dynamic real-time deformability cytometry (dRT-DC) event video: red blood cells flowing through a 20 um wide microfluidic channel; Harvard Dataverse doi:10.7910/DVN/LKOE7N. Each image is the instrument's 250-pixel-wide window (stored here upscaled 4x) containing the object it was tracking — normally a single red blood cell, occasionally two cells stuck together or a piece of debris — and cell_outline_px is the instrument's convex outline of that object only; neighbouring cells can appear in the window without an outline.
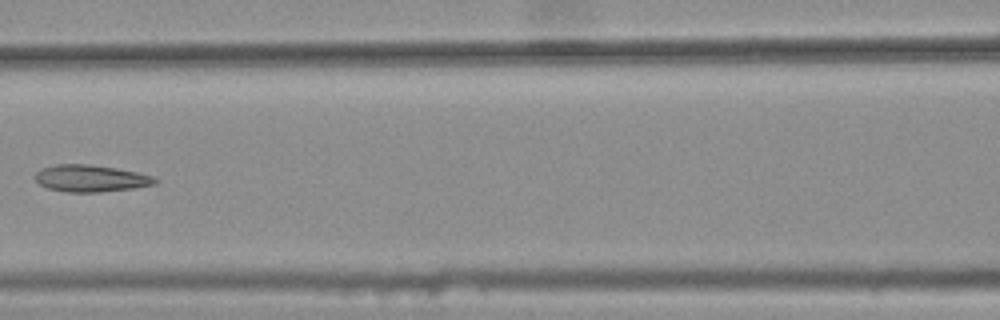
{"species": "common noctule bat (a hibernating species)", "species_latin": "Nyctalus noctula", "temperature_condition": "warm", "stored_images_in_passage": 8, "camera_frame_rate_fps": 3000, "um_per_image_px": 0.085, "animal": {"sex": "female", "body_mass_g": 25.1}, "frame": {"image": 1, "passage_image": 7, "time_ms": 2.0, "image_size_px": [1000, 320], "cell_outline_px": [[160, 180], [156, 184], [132, 188], [100, 192], [68, 192], [48, 188], [40, 184], [32, 176], [40, 168], [56, 164], [88, 164], [116, 168], [136, 172], [152, 176]], "centroid_in_image_um": [7.69, 15.15], "position_along_channel_um": 158.9, "area_um2": 18.84}}
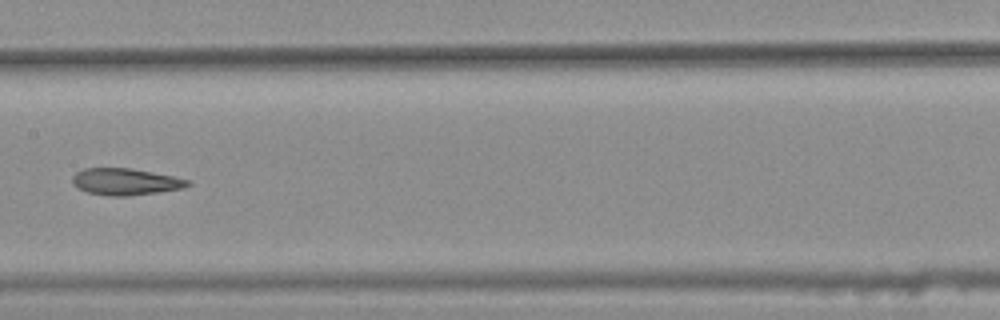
{"frame": {"image": 2, "passage_image": 8, "time_ms": 2.333, "image_size_px": [1000, 320], "cell_outline_px": [[192, 184], [184, 188], [128, 196], [112, 196], [88, 192], [76, 188], [72, 184], [72, 176], [76, 172], [84, 168], [132, 168], [192, 180]], "centroid_in_image_um": [10.66, 15.44], "position_along_channel_um": 196.7, "area_um2": 18.03}}